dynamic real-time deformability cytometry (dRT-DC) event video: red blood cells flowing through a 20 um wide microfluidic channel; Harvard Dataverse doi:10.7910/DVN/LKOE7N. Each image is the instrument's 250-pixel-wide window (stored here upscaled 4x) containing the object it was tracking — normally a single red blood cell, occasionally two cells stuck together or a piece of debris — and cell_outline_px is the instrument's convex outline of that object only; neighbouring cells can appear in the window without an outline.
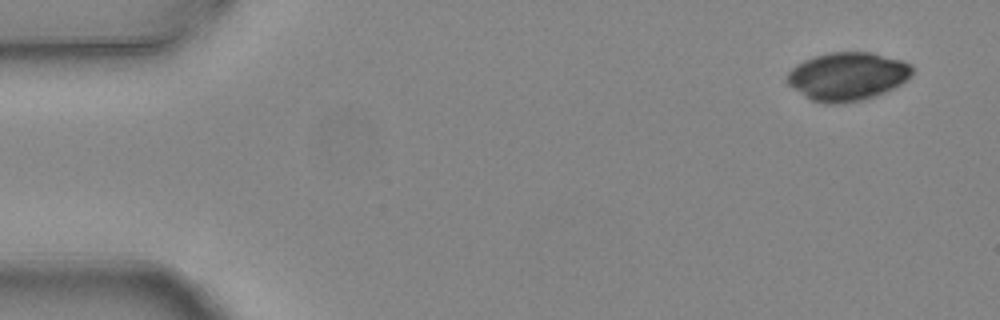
{"species": "common noctule bat (a hibernating species)", "species_latin": "Nyctalus noctula", "temperature_condition": "warm", "stored_images_in_passage": 6, "camera_frame_rate_fps": 3000, "um_per_image_px": 0.085, "animal": {"sex": "female", "body_mass_g": 24.6, "forearm_length_mm": 56.2}, "frame": {"image": 1, "passage_image": 1, "time_ms": 0.0, "image_size_px": [1000, 320], "cell_outline_px": [[912, 76], [908, 80], [876, 96], [864, 100], [844, 104], [824, 104], [812, 100], [804, 96], [788, 84], [788, 72], [792, 68], [804, 60], [816, 56], [832, 52], [872, 52], [900, 60], [912, 64]], "centroid_in_image_um": [72.05, 6.51], "position_along_channel_um": 12.9, "area_um2": 35.2}}